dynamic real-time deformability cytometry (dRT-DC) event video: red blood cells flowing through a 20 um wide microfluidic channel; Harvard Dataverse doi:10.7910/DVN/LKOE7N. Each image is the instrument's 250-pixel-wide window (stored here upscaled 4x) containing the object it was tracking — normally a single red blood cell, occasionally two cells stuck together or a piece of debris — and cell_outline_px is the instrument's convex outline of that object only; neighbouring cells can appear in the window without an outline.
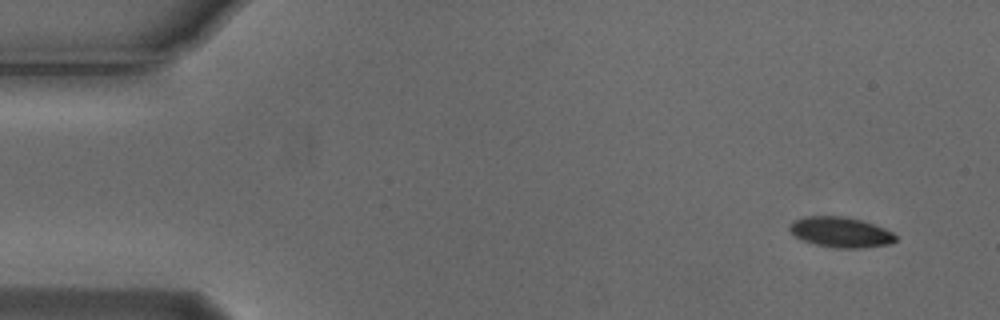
{"species": "Egyptian fruit bat (a non-hibernating species)", "species_latin": "Rousettus aegyptiacus", "temperature_condition": "cold", "stored_images_in_passage": 6, "camera_frame_rate_fps": 3000, "um_per_image_px": 0.085, "animal": {"sex": "male"}, "frame": {"image": 1, "passage_image": 1, "time_ms": 0.0, "image_size_px": [1000, 320], "cell_outline_px": [[896, 240], [888, 244], [864, 248], [836, 248], [816, 244], [800, 240], [788, 228], [788, 224], [792, 220], [808, 216], [844, 216], [860, 220], [884, 228], [892, 232], [896, 236]], "centroid_in_image_um": [71.42, 19.73], "position_along_channel_um": 13.6, "area_um2": 18.73}}
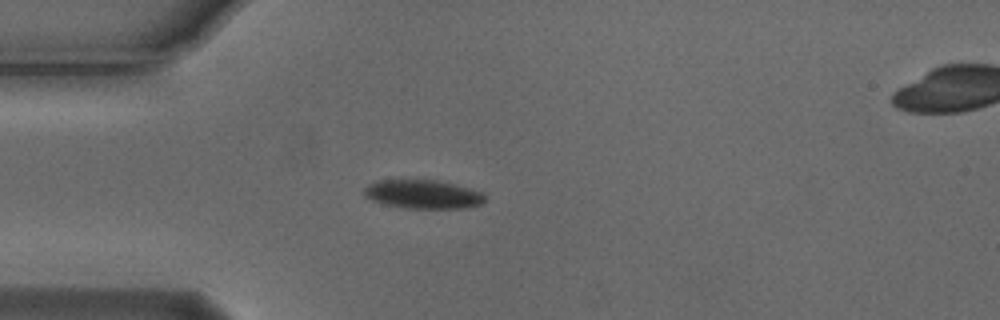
{"frame": {"image": 2, "passage_image": 4, "time_ms": 1.0, "image_size_px": [1000, 320], "cell_outline_px": [[484, 200], [480, 204], [468, 208], [404, 208], [372, 200], [364, 196], [364, 188], [368, 184], [376, 180], [436, 180], [468, 188], [480, 192], [484, 196]], "centroid_in_image_um": [35.91, 16.51], "position_along_channel_um": 49.1, "area_um2": 19.94}}
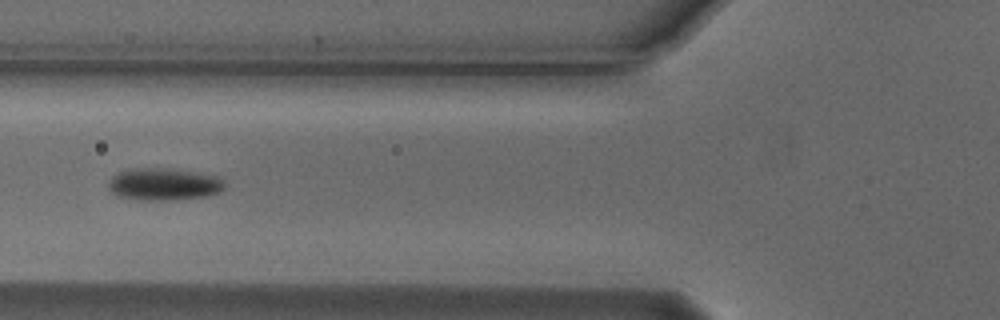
{"frame": {"image": 3, "passage_image": 6, "time_ms": 1.667, "image_size_px": [1000, 320], "cell_outline_px": [[224, 188], [220, 192], [204, 196], [176, 200], [136, 200], [116, 196], [108, 188], [108, 184], [112, 176], [116, 172], [128, 168], [164, 168], [192, 172], [216, 176], [224, 184]], "centroid_in_image_um": [13.83, 15.67], "position_along_channel_um": 112.0, "area_um2": 21.85}}